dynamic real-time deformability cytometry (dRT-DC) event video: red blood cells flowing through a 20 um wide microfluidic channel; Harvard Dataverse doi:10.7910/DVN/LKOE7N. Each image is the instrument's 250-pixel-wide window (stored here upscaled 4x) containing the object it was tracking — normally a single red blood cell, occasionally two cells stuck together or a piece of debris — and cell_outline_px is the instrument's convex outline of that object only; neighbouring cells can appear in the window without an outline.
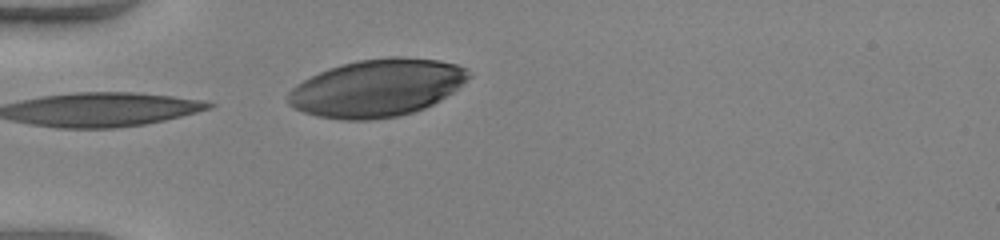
{"species": "human", "species_latin": "Homo sapiens", "temperature_condition": "warm", "stored_images_in_passage": 4, "camera_frame_rate_fps": 3000, "um_per_image_px": 0.085, "donor": {"sex": "female"}, "frame": {"image": 1, "passage_image": 4, "time_ms": 1.0, "image_size_px": [1000, 240], "cell_outline_px": [[472, 76], [452, 92], [432, 104], [424, 108], [400, 116], [372, 120], [344, 120], [316, 116], [292, 108], [288, 104], [288, 92], [296, 84], [328, 68], [340, 64], [360, 60], [388, 56], [400, 56], [440, 60], [456, 64], [468, 68]], "centroid_in_image_um": [32.04, 7.47], "position_along_channel_um": 53.0, "area_um2": 60.69}}